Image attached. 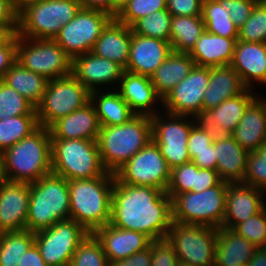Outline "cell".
<instances>
[{
    "instance_id": "6da1fadb",
    "label": "cell",
    "mask_w": 266,
    "mask_h": 266,
    "mask_svg": "<svg viewBox=\"0 0 266 266\" xmlns=\"http://www.w3.org/2000/svg\"><path fill=\"white\" fill-rule=\"evenodd\" d=\"M172 221V200L165 191L125 184L115 176L111 225L143 233L153 241L166 238Z\"/></svg>"
},
{
    "instance_id": "7a4b0ae2",
    "label": "cell",
    "mask_w": 266,
    "mask_h": 266,
    "mask_svg": "<svg viewBox=\"0 0 266 266\" xmlns=\"http://www.w3.org/2000/svg\"><path fill=\"white\" fill-rule=\"evenodd\" d=\"M115 174L106 172L93 179L69 180L70 219L89 233L110 223Z\"/></svg>"
},
{
    "instance_id": "3957f363",
    "label": "cell",
    "mask_w": 266,
    "mask_h": 266,
    "mask_svg": "<svg viewBox=\"0 0 266 266\" xmlns=\"http://www.w3.org/2000/svg\"><path fill=\"white\" fill-rule=\"evenodd\" d=\"M2 153L8 181L30 184L52 172L49 128L39 126Z\"/></svg>"
},
{
    "instance_id": "277c9868",
    "label": "cell",
    "mask_w": 266,
    "mask_h": 266,
    "mask_svg": "<svg viewBox=\"0 0 266 266\" xmlns=\"http://www.w3.org/2000/svg\"><path fill=\"white\" fill-rule=\"evenodd\" d=\"M151 140L150 116L135 115L121 125L101 126L97 143L103 167L115 173Z\"/></svg>"
},
{
    "instance_id": "5b68a950",
    "label": "cell",
    "mask_w": 266,
    "mask_h": 266,
    "mask_svg": "<svg viewBox=\"0 0 266 266\" xmlns=\"http://www.w3.org/2000/svg\"><path fill=\"white\" fill-rule=\"evenodd\" d=\"M70 219L68 180L53 172L30 183L26 230L33 233Z\"/></svg>"
},
{
    "instance_id": "8992f818",
    "label": "cell",
    "mask_w": 266,
    "mask_h": 266,
    "mask_svg": "<svg viewBox=\"0 0 266 266\" xmlns=\"http://www.w3.org/2000/svg\"><path fill=\"white\" fill-rule=\"evenodd\" d=\"M52 172L66 180L103 176L97 140L51 139Z\"/></svg>"
},
{
    "instance_id": "52a82bcc",
    "label": "cell",
    "mask_w": 266,
    "mask_h": 266,
    "mask_svg": "<svg viewBox=\"0 0 266 266\" xmlns=\"http://www.w3.org/2000/svg\"><path fill=\"white\" fill-rule=\"evenodd\" d=\"M229 182L221 181L203 192L168 195L172 200V219L183 224L219 229L223 225Z\"/></svg>"
},
{
    "instance_id": "ba28073f",
    "label": "cell",
    "mask_w": 266,
    "mask_h": 266,
    "mask_svg": "<svg viewBox=\"0 0 266 266\" xmlns=\"http://www.w3.org/2000/svg\"><path fill=\"white\" fill-rule=\"evenodd\" d=\"M80 8L79 0H40L18 14L17 34L29 39H54Z\"/></svg>"
},
{
    "instance_id": "9c48e42d",
    "label": "cell",
    "mask_w": 266,
    "mask_h": 266,
    "mask_svg": "<svg viewBox=\"0 0 266 266\" xmlns=\"http://www.w3.org/2000/svg\"><path fill=\"white\" fill-rule=\"evenodd\" d=\"M218 229L172 221L166 240L180 262L191 266H214Z\"/></svg>"
},
{
    "instance_id": "30bf717a",
    "label": "cell",
    "mask_w": 266,
    "mask_h": 266,
    "mask_svg": "<svg viewBox=\"0 0 266 266\" xmlns=\"http://www.w3.org/2000/svg\"><path fill=\"white\" fill-rule=\"evenodd\" d=\"M90 102V91L72 74L49 80L42 101L36 107L38 124L49 128L58 119Z\"/></svg>"
},
{
    "instance_id": "8fae6325",
    "label": "cell",
    "mask_w": 266,
    "mask_h": 266,
    "mask_svg": "<svg viewBox=\"0 0 266 266\" xmlns=\"http://www.w3.org/2000/svg\"><path fill=\"white\" fill-rule=\"evenodd\" d=\"M16 61L48 80L72 74V59L54 39H29L17 34Z\"/></svg>"
},
{
    "instance_id": "7c38bea8",
    "label": "cell",
    "mask_w": 266,
    "mask_h": 266,
    "mask_svg": "<svg viewBox=\"0 0 266 266\" xmlns=\"http://www.w3.org/2000/svg\"><path fill=\"white\" fill-rule=\"evenodd\" d=\"M191 119L188 115L167 112L151 117L152 140L158 145L170 169L191 161L187 141L191 128L199 121L192 116Z\"/></svg>"
},
{
    "instance_id": "4fadbf2b",
    "label": "cell",
    "mask_w": 266,
    "mask_h": 266,
    "mask_svg": "<svg viewBox=\"0 0 266 266\" xmlns=\"http://www.w3.org/2000/svg\"><path fill=\"white\" fill-rule=\"evenodd\" d=\"M113 18L101 10L80 8L75 17L61 27L54 40L73 60L92 50L103 29Z\"/></svg>"
},
{
    "instance_id": "5bb4252c",
    "label": "cell",
    "mask_w": 266,
    "mask_h": 266,
    "mask_svg": "<svg viewBox=\"0 0 266 266\" xmlns=\"http://www.w3.org/2000/svg\"><path fill=\"white\" fill-rule=\"evenodd\" d=\"M34 234V244L48 266H69L78 245L89 232L75 220L68 219Z\"/></svg>"
},
{
    "instance_id": "9a60e30c",
    "label": "cell",
    "mask_w": 266,
    "mask_h": 266,
    "mask_svg": "<svg viewBox=\"0 0 266 266\" xmlns=\"http://www.w3.org/2000/svg\"><path fill=\"white\" fill-rule=\"evenodd\" d=\"M170 173L171 169L158 145L151 140L114 174L125 184L151 186L166 191Z\"/></svg>"
},
{
    "instance_id": "2e32d148",
    "label": "cell",
    "mask_w": 266,
    "mask_h": 266,
    "mask_svg": "<svg viewBox=\"0 0 266 266\" xmlns=\"http://www.w3.org/2000/svg\"><path fill=\"white\" fill-rule=\"evenodd\" d=\"M209 79V67L194 65L189 74L163 98L164 112L199 118Z\"/></svg>"
},
{
    "instance_id": "e0dca14e",
    "label": "cell",
    "mask_w": 266,
    "mask_h": 266,
    "mask_svg": "<svg viewBox=\"0 0 266 266\" xmlns=\"http://www.w3.org/2000/svg\"><path fill=\"white\" fill-rule=\"evenodd\" d=\"M124 72V68L118 63L99 57L91 51L76 56L72 60V75L90 92L102 90L113 83H118Z\"/></svg>"
},
{
    "instance_id": "ac0fdd59",
    "label": "cell",
    "mask_w": 266,
    "mask_h": 266,
    "mask_svg": "<svg viewBox=\"0 0 266 266\" xmlns=\"http://www.w3.org/2000/svg\"><path fill=\"white\" fill-rule=\"evenodd\" d=\"M265 194L264 190L242 182L229 183L222 227L232 230L260 212L266 206Z\"/></svg>"
},
{
    "instance_id": "d6986e66",
    "label": "cell",
    "mask_w": 266,
    "mask_h": 266,
    "mask_svg": "<svg viewBox=\"0 0 266 266\" xmlns=\"http://www.w3.org/2000/svg\"><path fill=\"white\" fill-rule=\"evenodd\" d=\"M30 184L6 181L0 184V233L26 229Z\"/></svg>"
},
{
    "instance_id": "ffe728a7",
    "label": "cell",
    "mask_w": 266,
    "mask_h": 266,
    "mask_svg": "<svg viewBox=\"0 0 266 266\" xmlns=\"http://www.w3.org/2000/svg\"><path fill=\"white\" fill-rule=\"evenodd\" d=\"M172 51L168 41L138 35L132 31L128 64L124 70L150 77Z\"/></svg>"
},
{
    "instance_id": "44dd1931",
    "label": "cell",
    "mask_w": 266,
    "mask_h": 266,
    "mask_svg": "<svg viewBox=\"0 0 266 266\" xmlns=\"http://www.w3.org/2000/svg\"><path fill=\"white\" fill-rule=\"evenodd\" d=\"M113 89H117L135 115L152 117L160 113L153 106L158 102L161 104L163 99L157 94L149 76L124 70L118 87Z\"/></svg>"
},
{
    "instance_id": "7402d4cb",
    "label": "cell",
    "mask_w": 266,
    "mask_h": 266,
    "mask_svg": "<svg viewBox=\"0 0 266 266\" xmlns=\"http://www.w3.org/2000/svg\"><path fill=\"white\" fill-rule=\"evenodd\" d=\"M94 234L103 245L108 263L143 251L152 241L143 233L117 228L110 223L98 228Z\"/></svg>"
},
{
    "instance_id": "603a6c76",
    "label": "cell",
    "mask_w": 266,
    "mask_h": 266,
    "mask_svg": "<svg viewBox=\"0 0 266 266\" xmlns=\"http://www.w3.org/2000/svg\"><path fill=\"white\" fill-rule=\"evenodd\" d=\"M252 88L228 98L216 108L204 112L198 120L216 134H231L242 119L248 105L257 97Z\"/></svg>"
},
{
    "instance_id": "cb8c5ba5",
    "label": "cell",
    "mask_w": 266,
    "mask_h": 266,
    "mask_svg": "<svg viewBox=\"0 0 266 266\" xmlns=\"http://www.w3.org/2000/svg\"><path fill=\"white\" fill-rule=\"evenodd\" d=\"M100 123L94 105L89 102L81 109L66 115L50 127L51 139L97 140Z\"/></svg>"
},
{
    "instance_id": "d4e9b609",
    "label": "cell",
    "mask_w": 266,
    "mask_h": 266,
    "mask_svg": "<svg viewBox=\"0 0 266 266\" xmlns=\"http://www.w3.org/2000/svg\"><path fill=\"white\" fill-rule=\"evenodd\" d=\"M230 65L247 88L253 89L254 81L266 86V43L237 40Z\"/></svg>"
},
{
    "instance_id": "484cf974",
    "label": "cell",
    "mask_w": 266,
    "mask_h": 266,
    "mask_svg": "<svg viewBox=\"0 0 266 266\" xmlns=\"http://www.w3.org/2000/svg\"><path fill=\"white\" fill-rule=\"evenodd\" d=\"M230 135L248 152L256 151L266 144V98L257 96L248 105Z\"/></svg>"
},
{
    "instance_id": "4316f807",
    "label": "cell",
    "mask_w": 266,
    "mask_h": 266,
    "mask_svg": "<svg viewBox=\"0 0 266 266\" xmlns=\"http://www.w3.org/2000/svg\"><path fill=\"white\" fill-rule=\"evenodd\" d=\"M216 170L222 181L243 182L249 152L230 134H217L214 138Z\"/></svg>"
},
{
    "instance_id": "83f0119b",
    "label": "cell",
    "mask_w": 266,
    "mask_h": 266,
    "mask_svg": "<svg viewBox=\"0 0 266 266\" xmlns=\"http://www.w3.org/2000/svg\"><path fill=\"white\" fill-rule=\"evenodd\" d=\"M132 31L131 27L113 18L103 29L91 52L114 61L125 69L129 59Z\"/></svg>"
},
{
    "instance_id": "f1b7e54d",
    "label": "cell",
    "mask_w": 266,
    "mask_h": 266,
    "mask_svg": "<svg viewBox=\"0 0 266 266\" xmlns=\"http://www.w3.org/2000/svg\"><path fill=\"white\" fill-rule=\"evenodd\" d=\"M247 87L231 65L210 68V79L204 93L202 114L216 108L228 98L243 93Z\"/></svg>"
},
{
    "instance_id": "f546056e",
    "label": "cell",
    "mask_w": 266,
    "mask_h": 266,
    "mask_svg": "<svg viewBox=\"0 0 266 266\" xmlns=\"http://www.w3.org/2000/svg\"><path fill=\"white\" fill-rule=\"evenodd\" d=\"M237 40L238 38H225L205 30L189 54L197 66L212 68L230 65Z\"/></svg>"
},
{
    "instance_id": "4dcf8cb0",
    "label": "cell",
    "mask_w": 266,
    "mask_h": 266,
    "mask_svg": "<svg viewBox=\"0 0 266 266\" xmlns=\"http://www.w3.org/2000/svg\"><path fill=\"white\" fill-rule=\"evenodd\" d=\"M257 248L233 230L221 227L217 234L214 266L248 264Z\"/></svg>"
},
{
    "instance_id": "1f68e13d",
    "label": "cell",
    "mask_w": 266,
    "mask_h": 266,
    "mask_svg": "<svg viewBox=\"0 0 266 266\" xmlns=\"http://www.w3.org/2000/svg\"><path fill=\"white\" fill-rule=\"evenodd\" d=\"M194 65V60L190 57L189 53L172 51L150 76L157 94L163 99L189 74Z\"/></svg>"
},
{
    "instance_id": "d6a6232c",
    "label": "cell",
    "mask_w": 266,
    "mask_h": 266,
    "mask_svg": "<svg viewBox=\"0 0 266 266\" xmlns=\"http://www.w3.org/2000/svg\"><path fill=\"white\" fill-rule=\"evenodd\" d=\"M106 92H90V102L94 105L100 126H117L127 123L135 114L116 89Z\"/></svg>"
},
{
    "instance_id": "836d02e7",
    "label": "cell",
    "mask_w": 266,
    "mask_h": 266,
    "mask_svg": "<svg viewBox=\"0 0 266 266\" xmlns=\"http://www.w3.org/2000/svg\"><path fill=\"white\" fill-rule=\"evenodd\" d=\"M1 80L15 89L35 108L42 101L49 82L44 76L24 68L18 61L7 70Z\"/></svg>"
},
{
    "instance_id": "e575fe53",
    "label": "cell",
    "mask_w": 266,
    "mask_h": 266,
    "mask_svg": "<svg viewBox=\"0 0 266 266\" xmlns=\"http://www.w3.org/2000/svg\"><path fill=\"white\" fill-rule=\"evenodd\" d=\"M206 30L202 16H172L170 41L177 53H190Z\"/></svg>"
},
{
    "instance_id": "d590c367",
    "label": "cell",
    "mask_w": 266,
    "mask_h": 266,
    "mask_svg": "<svg viewBox=\"0 0 266 266\" xmlns=\"http://www.w3.org/2000/svg\"><path fill=\"white\" fill-rule=\"evenodd\" d=\"M201 16L207 32L225 38H238V28L226 11V0H203Z\"/></svg>"
},
{
    "instance_id": "8d00e7d4",
    "label": "cell",
    "mask_w": 266,
    "mask_h": 266,
    "mask_svg": "<svg viewBox=\"0 0 266 266\" xmlns=\"http://www.w3.org/2000/svg\"><path fill=\"white\" fill-rule=\"evenodd\" d=\"M34 242L35 234L26 229L0 233V266H18Z\"/></svg>"
},
{
    "instance_id": "74e56055",
    "label": "cell",
    "mask_w": 266,
    "mask_h": 266,
    "mask_svg": "<svg viewBox=\"0 0 266 266\" xmlns=\"http://www.w3.org/2000/svg\"><path fill=\"white\" fill-rule=\"evenodd\" d=\"M38 127L37 115H19L0 120V151L28 137Z\"/></svg>"
},
{
    "instance_id": "f35d334b",
    "label": "cell",
    "mask_w": 266,
    "mask_h": 266,
    "mask_svg": "<svg viewBox=\"0 0 266 266\" xmlns=\"http://www.w3.org/2000/svg\"><path fill=\"white\" fill-rule=\"evenodd\" d=\"M172 15L162 9L139 19L131 28L135 34L170 41Z\"/></svg>"
},
{
    "instance_id": "ab89813d",
    "label": "cell",
    "mask_w": 266,
    "mask_h": 266,
    "mask_svg": "<svg viewBox=\"0 0 266 266\" xmlns=\"http://www.w3.org/2000/svg\"><path fill=\"white\" fill-rule=\"evenodd\" d=\"M69 266H109L103 245L94 233L78 245Z\"/></svg>"
},
{
    "instance_id": "60d3db41",
    "label": "cell",
    "mask_w": 266,
    "mask_h": 266,
    "mask_svg": "<svg viewBox=\"0 0 266 266\" xmlns=\"http://www.w3.org/2000/svg\"><path fill=\"white\" fill-rule=\"evenodd\" d=\"M19 115H37L36 108L0 79V120Z\"/></svg>"
},
{
    "instance_id": "b9f144b4",
    "label": "cell",
    "mask_w": 266,
    "mask_h": 266,
    "mask_svg": "<svg viewBox=\"0 0 266 266\" xmlns=\"http://www.w3.org/2000/svg\"><path fill=\"white\" fill-rule=\"evenodd\" d=\"M238 40L266 43V0H259L248 20L238 29Z\"/></svg>"
},
{
    "instance_id": "7bdbcfd3",
    "label": "cell",
    "mask_w": 266,
    "mask_h": 266,
    "mask_svg": "<svg viewBox=\"0 0 266 266\" xmlns=\"http://www.w3.org/2000/svg\"><path fill=\"white\" fill-rule=\"evenodd\" d=\"M162 9H166V0H131L114 18L132 27L139 19Z\"/></svg>"
},
{
    "instance_id": "ee69618b",
    "label": "cell",
    "mask_w": 266,
    "mask_h": 266,
    "mask_svg": "<svg viewBox=\"0 0 266 266\" xmlns=\"http://www.w3.org/2000/svg\"><path fill=\"white\" fill-rule=\"evenodd\" d=\"M266 192V144L249 152L243 182Z\"/></svg>"
},
{
    "instance_id": "f6af8a7d",
    "label": "cell",
    "mask_w": 266,
    "mask_h": 266,
    "mask_svg": "<svg viewBox=\"0 0 266 266\" xmlns=\"http://www.w3.org/2000/svg\"><path fill=\"white\" fill-rule=\"evenodd\" d=\"M255 246L266 247V206L246 221L232 229Z\"/></svg>"
},
{
    "instance_id": "bcb514c9",
    "label": "cell",
    "mask_w": 266,
    "mask_h": 266,
    "mask_svg": "<svg viewBox=\"0 0 266 266\" xmlns=\"http://www.w3.org/2000/svg\"><path fill=\"white\" fill-rule=\"evenodd\" d=\"M195 180V163L192 161L171 169L170 181L166 189L168 195L191 192Z\"/></svg>"
},
{
    "instance_id": "7dc6e473",
    "label": "cell",
    "mask_w": 266,
    "mask_h": 266,
    "mask_svg": "<svg viewBox=\"0 0 266 266\" xmlns=\"http://www.w3.org/2000/svg\"><path fill=\"white\" fill-rule=\"evenodd\" d=\"M217 134L198 121L189 133L187 149L191 161L195 158V152H204L209 149Z\"/></svg>"
},
{
    "instance_id": "c3c4849f",
    "label": "cell",
    "mask_w": 266,
    "mask_h": 266,
    "mask_svg": "<svg viewBox=\"0 0 266 266\" xmlns=\"http://www.w3.org/2000/svg\"><path fill=\"white\" fill-rule=\"evenodd\" d=\"M152 266H177L179 260L171 244L164 238L151 241Z\"/></svg>"
},
{
    "instance_id": "681fc988",
    "label": "cell",
    "mask_w": 266,
    "mask_h": 266,
    "mask_svg": "<svg viewBox=\"0 0 266 266\" xmlns=\"http://www.w3.org/2000/svg\"><path fill=\"white\" fill-rule=\"evenodd\" d=\"M259 0H226V11L234 25L239 29L250 17Z\"/></svg>"
},
{
    "instance_id": "f907efd6",
    "label": "cell",
    "mask_w": 266,
    "mask_h": 266,
    "mask_svg": "<svg viewBox=\"0 0 266 266\" xmlns=\"http://www.w3.org/2000/svg\"><path fill=\"white\" fill-rule=\"evenodd\" d=\"M203 0H166V10L172 16H201Z\"/></svg>"
},
{
    "instance_id": "816d5d0a",
    "label": "cell",
    "mask_w": 266,
    "mask_h": 266,
    "mask_svg": "<svg viewBox=\"0 0 266 266\" xmlns=\"http://www.w3.org/2000/svg\"><path fill=\"white\" fill-rule=\"evenodd\" d=\"M17 57V33H13L0 45V79L7 70L16 62Z\"/></svg>"
},
{
    "instance_id": "f5cc1de1",
    "label": "cell",
    "mask_w": 266,
    "mask_h": 266,
    "mask_svg": "<svg viewBox=\"0 0 266 266\" xmlns=\"http://www.w3.org/2000/svg\"><path fill=\"white\" fill-rule=\"evenodd\" d=\"M221 181L217 170L199 168L195 164V180L194 187H191V192H203L208 188L215 187Z\"/></svg>"
},
{
    "instance_id": "db71d44e",
    "label": "cell",
    "mask_w": 266,
    "mask_h": 266,
    "mask_svg": "<svg viewBox=\"0 0 266 266\" xmlns=\"http://www.w3.org/2000/svg\"><path fill=\"white\" fill-rule=\"evenodd\" d=\"M151 243L148 248L143 251L118 261L109 262V266H152Z\"/></svg>"
},
{
    "instance_id": "11a10c76",
    "label": "cell",
    "mask_w": 266,
    "mask_h": 266,
    "mask_svg": "<svg viewBox=\"0 0 266 266\" xmlns=\"http://www.w3.org/2000/svg\"><path fill=\"white\" fill-rule=\"evenodd\" d=\"M0 26L18 27V14L14 11L11 0H0Z\"/></svg>"
},
{
    "instance_id": "9f6ffc18",
    "label": "cell",
    "mask_w": 266,
    "mask_h": 266,
    "mask_svg": "<svg viewBox=\"0 0 266 266\" xmlns=\"http://www.w3.org/2000/svg\"><path fill=\"white\" fill-rule=\"evenodd\" d=\"M199 168L216 170V155L214 141L209 145V149L204 152H195V158L192 160Z\"/></svg>"
},
{
    "instance_id": "6f0895ef",
    "label": "cell",
    "mask_w": 266,
    "mask_h": 266,
    "mask_svg": "<svg viewBox=\"0 0 266 266\" xmlns=\"http://www.w3.org/2000/svg\"><path fill=\"white\" fill-rule=\"evenodd\" d=\"M18 266H48L37 246L35 244H33L28 250L27 252L22 255V259L19 261V265Z\"/></svg>"
},
{
    "instance_id": "680465c9",
    "label": "cell",
    "mask_w": 266,
    "mask_h": 266,
    "mask_svg": "<svg viewBox=\"0 0 266 266\" xmlns=\"http://www.w3.org/2000/svg\"><path fill=\"white\" fill-rule=\"evenodd\" d=\"M81 8L96 9L111 15V0H79Z\"/></svg>"
},
{
    "instance_id": "91938a15",
    "label": "cell",
    "mask_w": 266,
    "mask_h": 266,
    "mask_svg": "<svg viewBox=\"0 0 266 266\" xmlns=\"http://www.w3.org/2000/svg\"><path fill=\"white\" fill-rule=\"evenodd\" d=\"M248 266H266V247H259L254 251Z\"/></svg>"
},
{
    "instance_id": "94428289",
    "label": "cell",
    "mask_w": 266,
    "mask_h": 266,
    "mask_svg": "<svg viewBox=\"0 0 266 266\" xmlns=\"http://www.w3.org/2000/svg\"><path fill=\"white\" fill-rule=\"evenodd\" d=\"M40 0H11L12 7L14 11L19 14L27 6L37 3Z\"/></svg>"
},
{
    "instance_id": "6125c7cd",
    "label": "cell",
    "mask_w": 266,
    "mask_h": 266,
    "mask_svg": "<svg viewBox=\"0 0 266 266\" xmlns=\"http://www.w3.org/2000/svg\"><path fill=\"white\" fill-rule=\"evenodd\" d=\"M131 0H111V16L115 17Z\"/></svg>"
},
{
    "instance_id": "be15d7a7",
    "label": "cell",
    "mask_w": 266,
    "mask_h": 266,
    "mask_svg": "<svg viewBox=\"0 0 266 266\" xmlns=\"http://www.w3.org/2000/svg\"><path fill=\"white\" fill-rule=\"evenodd\" d=\"M18 27L0 26V45L3 44L13 33H17Z\"/></svg>"
},
{
    "instance_id": "e7e4bbea",
    "label": "cell",
    "mask_w": 266,
    "mask_h": 266,
    "mask_svg": "<svg viewBox=\"0 0 266 266\" xmlns=\"http://www.w3.org/2000/svg\"><path fill=\"white\" fill-rule=\"evenodd\" d=\"M7 181L5 168H4V158L3 153L0 151V184Z\"/></svg>"
},
{
    "instance_id": "03108f58",
    "label": "cell",
    "mask_w": 266,
    "mask_h": 266,
    "mask_svg": "<svg viewBox=\"0 0 266 266\" xmlns=\"http://www.w3.org/2000/svg\"><path fill=\"white\" fill-rule=\"evenodd\" d=\"M177 266H191V265L179 261Z\"/></svg>"
},
{
    "instance_id": "003e7915",
    "label": "cell",
    "mask_w": 266,
    "mask_h": 266,
    "mask_svg": "<svg viewBox=\"0 0 266 266\" xmlns=\"http://www.w3.org/2000/svg\"><path fill=\"white\" fill-rule=\"evenodd\" d=\"M234 266H248V264H236V265H234Z\"/></svg>"
}]
</instances>
